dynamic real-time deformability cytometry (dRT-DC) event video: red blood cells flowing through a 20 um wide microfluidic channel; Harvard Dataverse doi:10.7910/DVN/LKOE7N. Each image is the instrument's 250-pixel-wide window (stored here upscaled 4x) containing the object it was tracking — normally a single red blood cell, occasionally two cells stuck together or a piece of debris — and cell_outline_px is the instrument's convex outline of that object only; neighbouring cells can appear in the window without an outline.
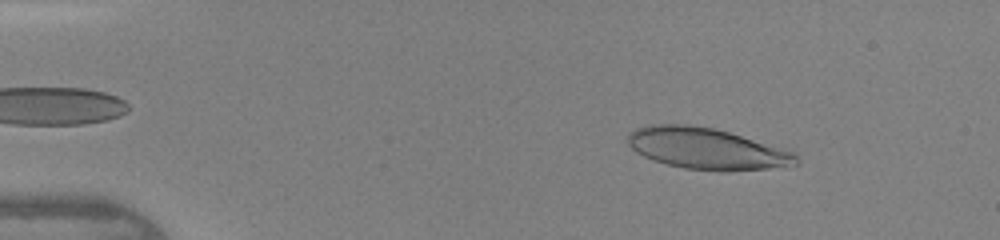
{"species": "human", "species_latin": "Homo sapiens", "temperature_condition": "warm", "stored_images_in_passage": 42, "camera_frame_rate_fps": 3000, "um_per_image_px": 0.085, "donor": {"sex": "female"}, "frame": {"image": 1, "passage_image": 5, "time_ms": 1.333, "image_size_px": [1000, 240], "cell_outline_px": [[800, 164], [768, 168], [728, 172], [724, 172], [684, 168], [668, 164], [644, 156], [636, 152], [628, 144], [628, 132], [636, 128], [648, 124], [688, 124], [712, 128], [728, 132], [792, 152], [800, 160]], "centroid_in_image_um": [60.02, 12.64], "position_along_channel_um": 25.0, "area_um2": 40.17}}
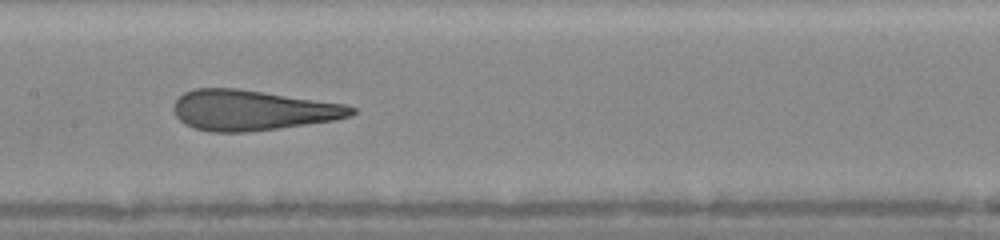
{"frame": {"image": 2, "passage_image": 21, "time_ms": 6.667, "image_size_px": [1000, 240], "cell_outline_px": [[356, 112], [352, 116], [336, 120], [248, 132], [212, 132], [196, 128], [184, 124], [176, 116], [172, 108], [176, 100], [184, 92], [196, 88], [236, 88], [264, 92], [344, 104], [356, 108]], "centroid_in_image_um": [21.44, 9.37], "position_along_channel_um": 186.0, "area_um2": 41.67}}
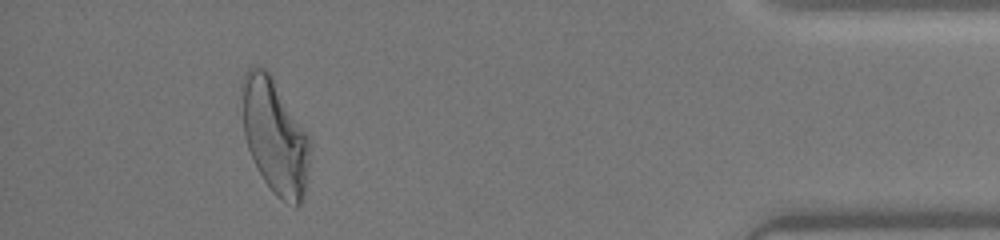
{"frame": {"image": 3, "passage_image": 39, "time_ms": 12.667, "image_size_px": [1000, 240], "cell_outline_px": [[308, 164], [304, 192], [300, 204], [296, 208], [280, 200], [272, 192], [264, 180], [248, 148], [244, 136], [240, 84], [240, 80], [244, 72], [252, 64], [264, 68], [272, 72], [308, 136]], "centroid_in_image_um": [23.31, 11.48], "position_along_channel_um": 411.9, "area_um2": 45.78}}